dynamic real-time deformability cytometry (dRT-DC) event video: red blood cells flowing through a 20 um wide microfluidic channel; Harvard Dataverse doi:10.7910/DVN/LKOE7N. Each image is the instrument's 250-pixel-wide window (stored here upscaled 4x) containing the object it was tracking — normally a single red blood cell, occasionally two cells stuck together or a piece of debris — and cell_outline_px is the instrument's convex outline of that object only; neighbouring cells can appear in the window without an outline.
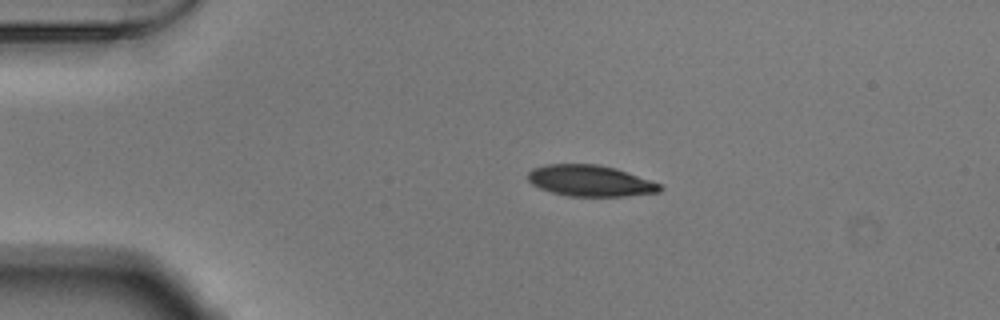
{"species": "Egyptian fruit bat (a non-hibernating species)", "species_latin": "Rousettus aegyptiacus", "temperature_condition": "warm", "stored_images_in_passage": 52, "camera_frame_rate_fps": 3000, "um_per_image_px": 0.085, "animal": {"sex": "male"}, "frame": {"image": 1, "passage_image": 11, "time_ms": 3.333, "image_size_px": [1000, 320], "cell_outline_px": [[664, 188], [660, 192], [624, 196], [568, 196], [552, 192], [540, 188], [532, 184], [528, 180], [528, 172], [532, 168], [548, 164], [600, 164], [616, 168], [660, 184]], "centroid_in_image_um": [50.16, 15.36], "position_along_channel_um": 34.8, "area_um2": 23.93}}
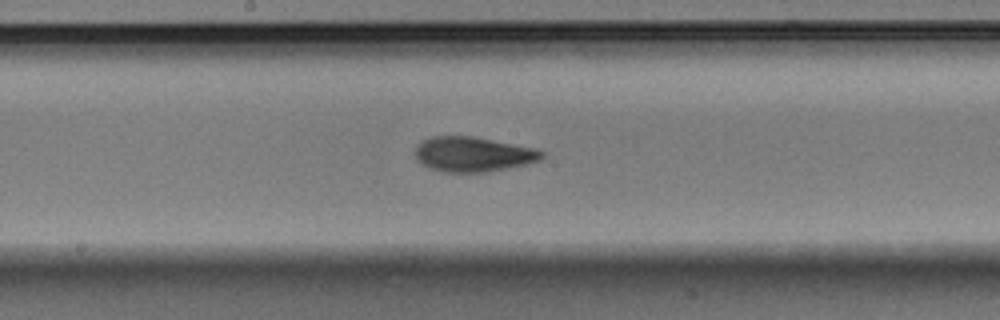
{"frame": {"image": 2, "passage_image": 28, "time_ms": 9.0, "image_size_px": [1000, 320], "cell_outline_px": [[544, 156], [540, 160], [528, 164], [484, 172], [444, 172], [420, 164], [416, 160], [416, 144], [432, 136], [472, 136], [536, 148], [544, 152]], "centroid_in_image_um": [40.21, 13.11], "position_along_channel_um": 208.0, "area_um2": 25.72}}
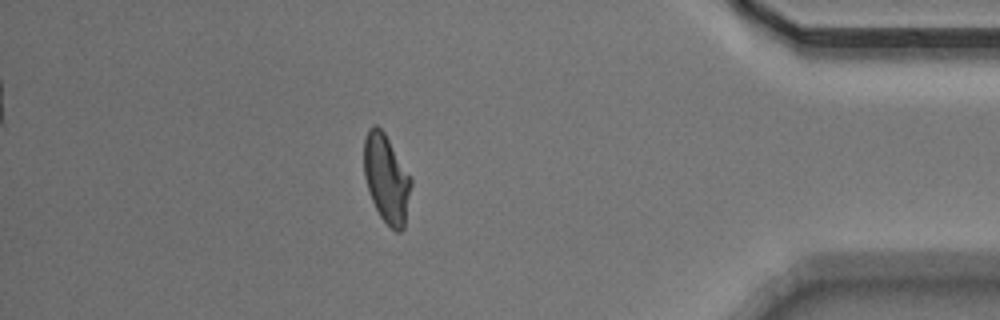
{"frame": {"image": 3, "passage_image": 46, "time_ms": 15.0, "image_size_px": [1000, 320], "cell_outline_px": [[412, 184], [404, 228], [400, 232], [396, 232], [380, 216], [372, 200], [364, 176], [364, 136], [368, 128], [372, 124], [376, 124], [384, 132], [412, 180]], "centroid_in_image_um": [32.84, 15.17], "position_along_channel_um": 402.4, "area_um2": 24.04}, "authors_computed_cell_mechanics": {"area_um2": 24.7095, "velocity_mm_per_s": 3.8549, "shape_relaxation_time_tau1_ms": 3.4251, "shape_relaxation_time_tau2_ms": 1.5445, "deformation_change_tau1": 0.1643, "deformation_change_tau2": 0.0778}}